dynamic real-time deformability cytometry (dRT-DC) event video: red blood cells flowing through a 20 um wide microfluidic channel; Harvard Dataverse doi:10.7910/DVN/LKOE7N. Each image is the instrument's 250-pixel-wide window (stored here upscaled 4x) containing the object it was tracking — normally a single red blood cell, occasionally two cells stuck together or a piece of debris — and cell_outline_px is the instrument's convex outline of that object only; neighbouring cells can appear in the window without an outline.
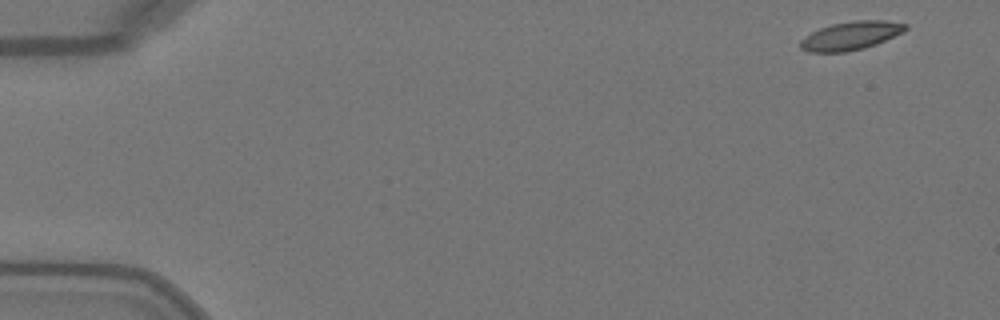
{"species": "Egyptian fruit bat (a non-hibernating species)", "species_latin": "Rousettus aegyptiacus", "temperature_condition": "warm", "stored_images_in_passage": 49, "camera_frame_rate_fps": 3000, "um_per_image_px": 0.085, "animal": {"sex": "female"}, "frame": {"image": 1, "passage_image": 1, "time_ms": 0.0, "image_size_px": [1000, 320], "cell_outline_px": [[908, 28], [904, 32], [876, 44], [864, 48], [848, 52], [808, 52], [800, 48], [800, 40], [812, 32], [820, 28], [832, 24], [852, 20], [884, 20], [908, 24]], "centroid_in_image_um": [72.34, 3.03], "position_along_channel_um": 12.7, "area_um2": 17.51}}
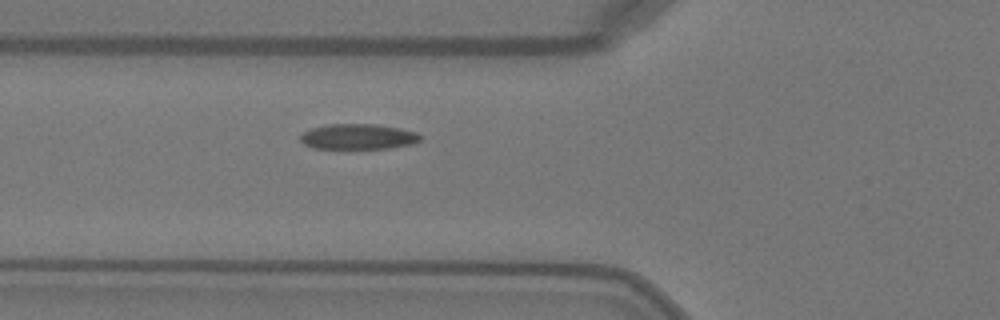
{"frame": {"image": 2, "passage_image": 17, "time_ms": 5.333, "image_size_px": [1000, 320], "cell_outline_px": [[420, 140], [412, 144], [388, 148], [312, 148], [304, 144], [300, 140], [300, 136], [304, 132], [312, 128], [328, 124], [376, 124], [400, 128], [416, 132], [420, 136]], "centroid_in_image_um": [30.43, 11.61], "position_along_channel_um": 95.4, "area_um2": 17.63}}
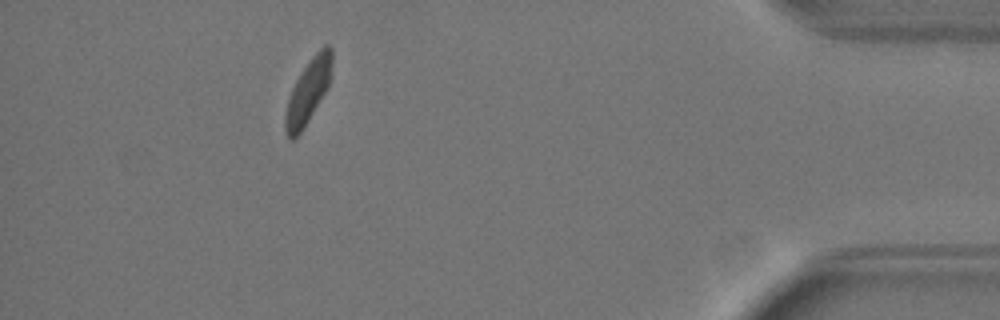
{"frame": {"image": 3, "passage_image": 44, "time_ms": 14.333, "image_size_px": [1000, 320], "cell_outline_px": [[332, 60], [328, 88], [304, 128], [292, 140], [288, 140], [284, 132], [284, 116], [288, 100], [292, 88], [296, 80], [312, 56], [324, 44], [328, 44], [332, 48]], "centroid_in_image_um": [26.17, 7.8], "position_along_channel_um": 409.0, "area_um2": 17.4}, "authors_computed_cell_mechanics": {"area_um2": 17.6868, "velocity_mm_per_s": 4.0478, "shape_relaxation_time_tau1_ms": 3.79, "shape_relaxation_time_tau2_ms": 2.2253, "deformation_change_tau1": 0.1166, "deformation_change_tau2": 0.0623}}